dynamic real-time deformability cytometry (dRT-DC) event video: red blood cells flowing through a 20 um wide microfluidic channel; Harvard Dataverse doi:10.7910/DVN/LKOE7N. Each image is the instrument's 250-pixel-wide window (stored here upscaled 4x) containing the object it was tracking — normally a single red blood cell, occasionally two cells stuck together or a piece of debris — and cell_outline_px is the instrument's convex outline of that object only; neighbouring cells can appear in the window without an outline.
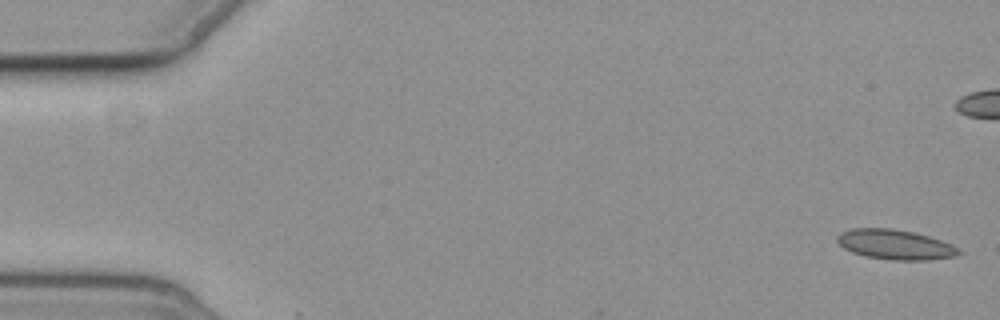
{"species": "common noctule bat (a hibernating species)", "species_latin": "Nyctalus noctula", "temperature_condition": "cold", "stored_images_in_passage": 8, "camera_frame_rate_fps": 3000, "um_per_image_px": 0.085, "animal": {"sex": "female", "body_mass_g": 19.3, "forearm_length_mm": 54.1}, "frame": {"image": 1, "passage_image": 1, "time_ms": 0.0, "image_size_px": [1000, 320], "cell_outline_px": [[960, 252], [956, 256], [928, 260], [892, 260], [864, 256], [852, 252], [844, 248], [836, 240], [836, 236], [840, 232], [852, 228], [892, 228], [912, 232], [928, 236], [952, 244]], "centroid_in_image_um": [76.04, 20.78], "position_along_channel_um": 9.0, "area_um2": 21.1}}
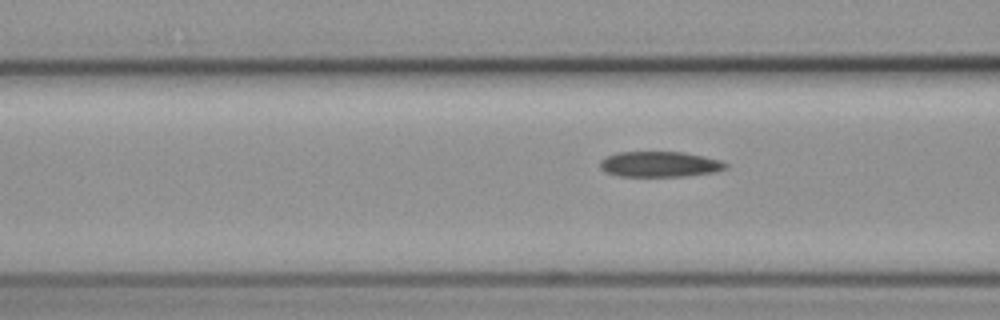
{"frame": {"image": 2, "passage_image": 8, "time_ms": 8.667, "image_size_px": [1000, 320], "cell_outline_px": [[728, 168], [712, 172], [684, 176], [620, 176], [604, 172], [600, 168], [600, 160], [616, 152], [684, 152], [704, 156], [720, 160], [728, 164]], "centroid_in_image_um": [56.06, 13.95], "position_along_channel_um": 110.5, "area_um2": 18.67}}